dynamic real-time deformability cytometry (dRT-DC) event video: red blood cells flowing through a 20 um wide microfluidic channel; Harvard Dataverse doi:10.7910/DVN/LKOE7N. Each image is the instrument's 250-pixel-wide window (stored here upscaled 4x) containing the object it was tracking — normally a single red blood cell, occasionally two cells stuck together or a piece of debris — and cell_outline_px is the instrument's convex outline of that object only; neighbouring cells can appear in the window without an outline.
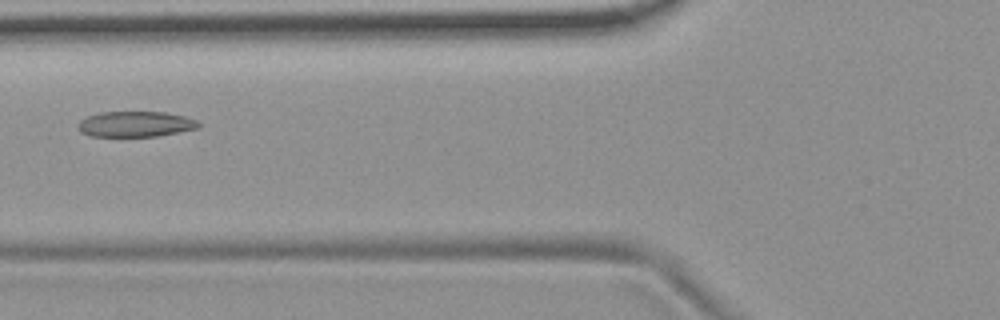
{"species": "common noctule bat (a hibernating species)", "species_latin": "Nyctalus noctula", "temperature_condition": "room temperature", "stored_images_in_passage": 2, "camera_frame_rate_fps": 3000, "um_per_image_px": 0.085, "animal": {"sex": "female", "body_mass_g": 19.9}, "frame": {"image": 1, "passage_image": 2, "time_ms": 1.0, "image_size_px": [1000, 320], "cell_outline_px": [[200, 128], [156, 136], [92, 136], [80, 132], [76, 128], [76, 124], [80, 120], [88, 116], [100, 112], [168, 112], [184, 116], [196, 120], [200, 124]], "centroid_in_image_um": [11.49, 10.54], "position_along_channel_um": 114.3, "area_um2": 18.03}}